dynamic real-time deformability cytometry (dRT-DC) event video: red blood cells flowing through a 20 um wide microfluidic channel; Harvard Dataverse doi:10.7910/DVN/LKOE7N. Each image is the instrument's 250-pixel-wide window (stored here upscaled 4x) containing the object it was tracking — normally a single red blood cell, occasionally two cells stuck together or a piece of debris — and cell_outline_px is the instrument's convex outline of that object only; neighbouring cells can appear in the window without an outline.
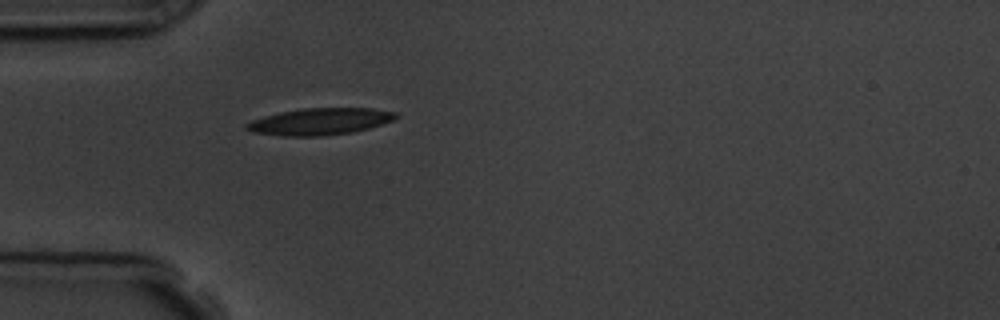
{"species": "common noctule bat (a hibernating species)", "species_latin": "Nyctalus noctula", "temperature_condition": "room temperature", "stored_images_in_passage": 1, "camera_frame_rate_fps": 3000, "um_per_image_px": 0.085, "animal": {"sex": "male", "body_mass_g": 19.5, "forearm_length_mm": 54.6}, "frame": {"image": 1, "passage_image": 1, "time_ms": 0.0, "image_size_px": [1000, 320], "cell_outline_px": [[400, 116], [392, 120], [368, 128], [352, 132], [320, 136], [284, 136], [252, 132], [244, 128], [244, 124], [252, 120], [264, 116], [280, 112], [300, 108], [372, 108], [396, 112]], "centroid_in_image_um": [27.16, 10.32], "position_along_channel_um": 57.8, "area_um2": 23.29}}